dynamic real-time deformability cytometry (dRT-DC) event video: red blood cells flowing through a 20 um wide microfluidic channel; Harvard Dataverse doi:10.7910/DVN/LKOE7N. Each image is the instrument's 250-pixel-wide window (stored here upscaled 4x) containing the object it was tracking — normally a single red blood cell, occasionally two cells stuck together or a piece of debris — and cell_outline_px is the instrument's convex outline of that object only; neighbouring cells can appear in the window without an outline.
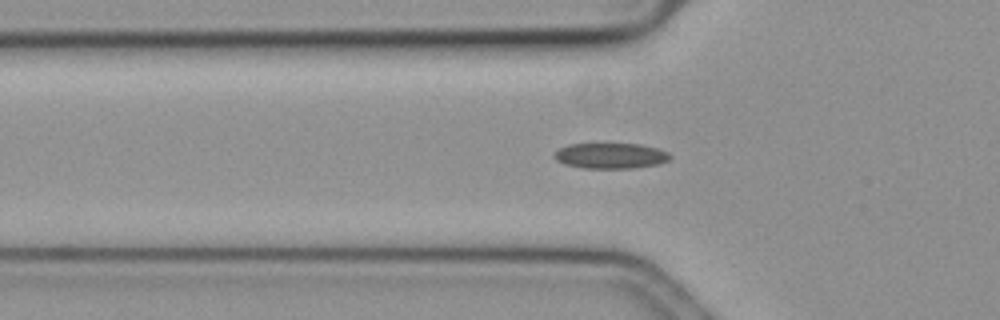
{"species": "common noctule bat (a hibernating species)", "species_latin": "Nyctalus noctula", "temperature_condition": "cold", "stored_images_in_passage": 34, "camera_frame_rate_fps": 3000, "um_per_image_px": 0.085, "animal": {"sex": "female", "body_mass_g": 19.3, "forearm_length_mm": 54.1}, "frame": {"image": 1, "passage_image": 8, "time_ms": 2.333, "image_size_px": [1000, 320], "cell_outline_px": [[672, 156], [668, 160], [656, 164], [632, 168], [584, 168], [564, 164], [556, 160], [556, 152], [560, 148], [572, 144], [640, 144], [656, 148], [668, 152]], "centroid_in_image_um": [51.92, 13.24], "position_along_channel_um": 73.9, "area_um2": 16.94}}
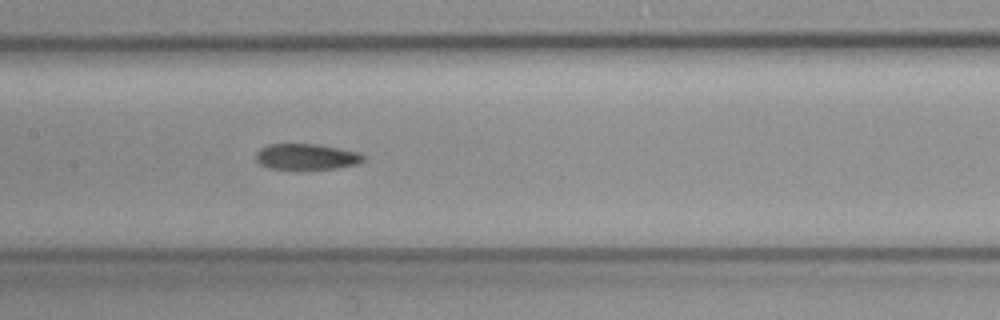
{"frame": {"image": 2, "passage_image": 17, "time_ms": 5.333, "image_size_px": [1000, 320], "cell_outline_px": [[364, 160], [356, 164], [336, 168], [304, 172], [292, 172], [268, 168], [260, 164], [256, 160], [256, 152], [260, 148], [268, 144], [316, 144], [340, 148], [360, 152], [364, 156]], "centroid_in_image_um": [26.01, 13.37], "position_along_channel_um": 181.4, "area_um2": 17.17}}
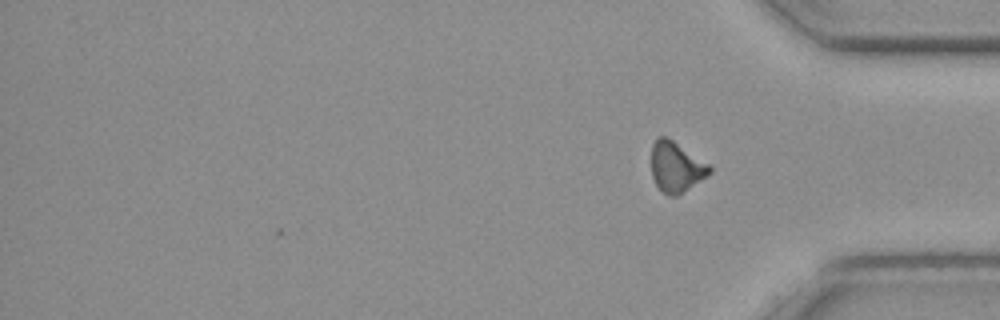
{"frame": {"image": 3, "passage_image": 34, "time_ms": 11.0, "image_size_px": [1000, 320], "cell_outline_px": [[712, 172], [676, 196], [668, 196], [660, 192], [652, 176], [652, 144], [656, 136], [668, 136], [712, 164]], "centroid_in_image_um": [57.48, 14.14], "position_along_channel_um": 377.7, "area_um2": 17.51}}